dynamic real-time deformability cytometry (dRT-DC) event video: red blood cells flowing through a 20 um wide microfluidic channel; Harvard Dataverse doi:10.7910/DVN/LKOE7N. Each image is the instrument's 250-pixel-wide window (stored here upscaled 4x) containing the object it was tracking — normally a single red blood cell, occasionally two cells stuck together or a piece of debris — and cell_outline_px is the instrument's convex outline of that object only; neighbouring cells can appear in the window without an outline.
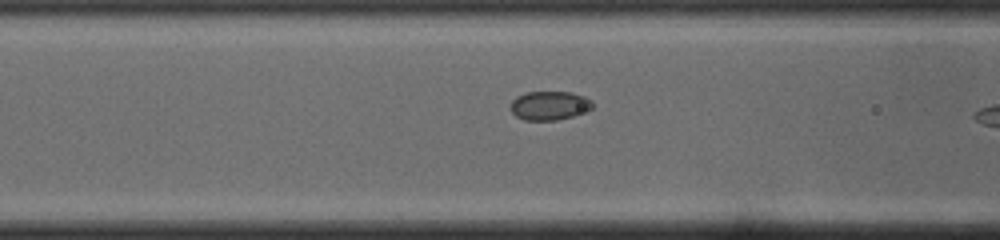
{"species": "common noctule bat (a hibernating species)", "species_latin": "Nyctalus noctula", "temperature_condition": "cold", "stored_images_in_passage": 11, "camera_frame_rate_fps": 3000, "um_per_image_px": 0.085, "animal": {"sex": "male", "body_mass_g": 19.0, "forearm_length_mm": 50.8}, "frame": {"image": 1, "passage_image": 10, "time_ms": 3.0, "image_size_px": [1000, 240], "cell_outline_px": [[592, 108], [572, 116], [556, 120], [524, 120], [516, 116], [508, 108], [512, 100], [516, 96], [524, 92], [572, 92], [584, 96], [592, 100]], "centroid_in_image_um": [46.65, 8.96], "position_along_channel_um": 119.9, "area_um2": 13.87}}